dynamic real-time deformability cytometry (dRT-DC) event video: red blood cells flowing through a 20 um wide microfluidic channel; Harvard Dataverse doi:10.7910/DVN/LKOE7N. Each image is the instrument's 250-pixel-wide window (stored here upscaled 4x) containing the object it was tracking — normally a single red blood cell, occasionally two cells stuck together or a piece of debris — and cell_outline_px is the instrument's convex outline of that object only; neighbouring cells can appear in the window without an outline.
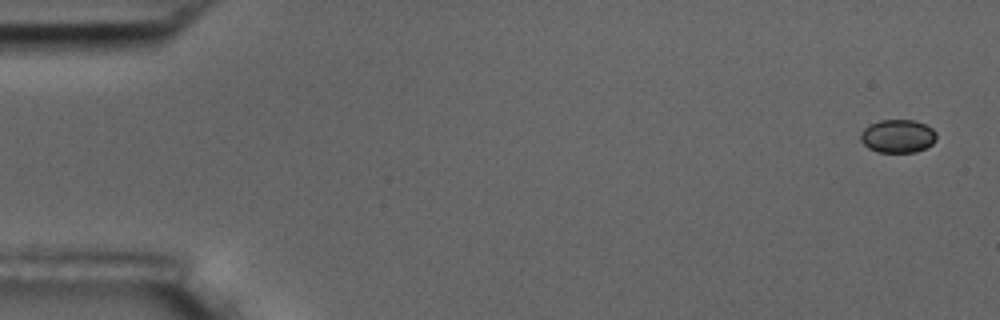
{"species": "common noctule bat (a hibernating species)", "species_latin": "Nyctalus noctula", "temperature_condition": "room temperature", "stored_images_in_passage": 15, "camera_frame_rate_fps": 3000, "um_per_image_px": 0.085, "animal": {"sex": "male", "body_mass_g": 17.5, "forearm_length_mm": 52.3}, "frame": {"image": 1, "passage_image": 1, "time_ms": 0.0, "image_size_px": [1000, 320], "cell_outline_px": [[936, 140], [932, 144], [916, 152], [876, 152], [868, 148], [860, 140], [860, 132], [868, 124], [880, 120], [916, 120], [932, 128], [936, 132]], "centroid_in_image_um": [76.29, 11.56], "position_along_channel_um": 8.7, "area_um2": 14.85}}
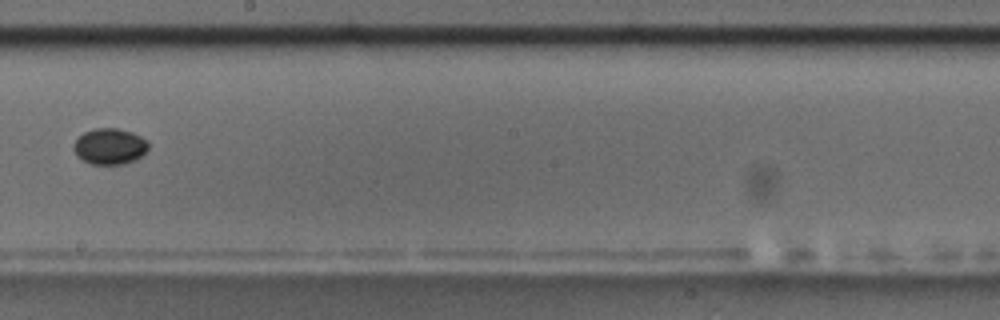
{"frame": {"image": 2, "passage_image": 9, "time_ms": 10.333, "image_size_px": [1000, 320], "cell_outline_px": [[148, 148], [136, 160], [124, 164], [92, 164], [76, 156], [72, 148], [72, 144], [84, 132], [96, 128], [116, 128], [132, 132], [140, 136], [148, 144]], "centroid_in_image_um": [9.29, 12.44], "position_along_channel_um": 238.9, "area_um2": 15.61}}
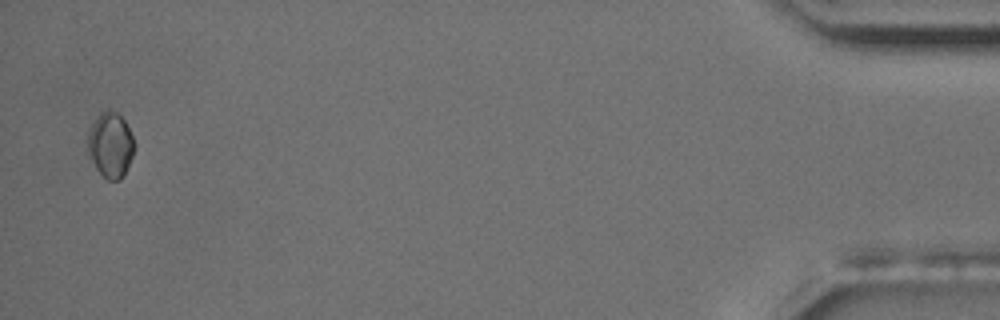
{"frame": {"image": 3, "passage_image": 15, "time_ms": 18.0, "image_size_px": [1000, 320], "cell_outline_px": [[136, 148], [124, 176], [120, 180], [108, 180], [96, 168], [88, 156], [88, 132], [96, 116], [100, 112], [108, 108], [116, 112], [124, 120], [136, 144]], "centroid_in_image_um": [9.4, 12.31], "position_along_channel_um": 425.8, "area_um2": 17.92}}